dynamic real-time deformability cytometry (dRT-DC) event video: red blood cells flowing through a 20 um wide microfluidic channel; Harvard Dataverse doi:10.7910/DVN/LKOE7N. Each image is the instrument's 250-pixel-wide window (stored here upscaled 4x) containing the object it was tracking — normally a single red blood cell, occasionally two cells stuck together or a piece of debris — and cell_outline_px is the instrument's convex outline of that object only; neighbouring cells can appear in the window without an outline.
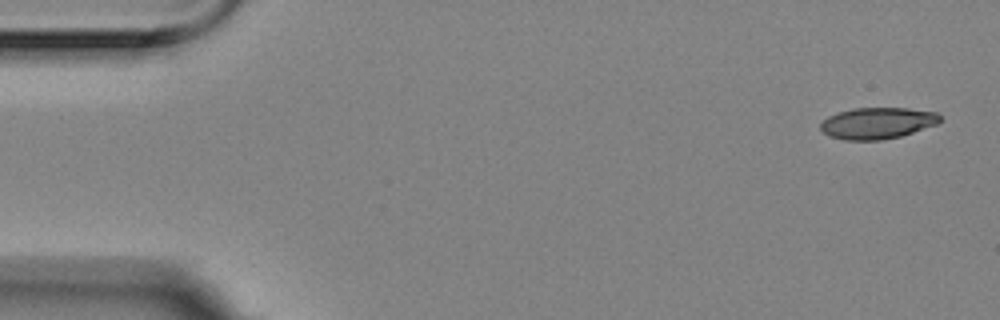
{"species": "Egyptian fruit bat (a non-hibernating species)", "species_latin": "Rousettus aegyptiacus", "temperature_condition": "room temperature", "stored_images_in_passage": 4, "camera_frame_rate_fps": 3000, "um_per_image_px": 0.085, "animal": {"sex": "female"}, "frame": {"image": 1, "passage_image": 1, "time_ms": 0.0, "image_size_px": [1000, 320], "cell_outline_px": [[940, 120], [936, 124], [900, 136], [880, 140], [844, 140], [828, 136], [820, 128], [820, 124], [828, 116], [852, 108], [904, 108], [936, 112], [940, 116]], "centroid_in_image_um": [74.54, 10.47], "position_along_channel_um": 10.5, "area_um2": 21.62}}